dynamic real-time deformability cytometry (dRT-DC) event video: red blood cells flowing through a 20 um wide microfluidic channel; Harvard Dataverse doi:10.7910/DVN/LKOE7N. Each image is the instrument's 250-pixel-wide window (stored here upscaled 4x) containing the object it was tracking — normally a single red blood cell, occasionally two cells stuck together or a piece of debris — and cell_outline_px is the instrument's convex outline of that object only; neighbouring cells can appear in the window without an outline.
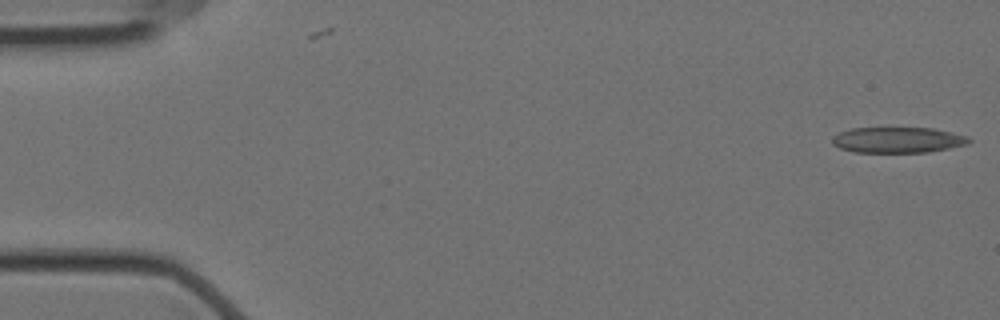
{"species": "Egyptian fruit bat (a non-hibernating species)", "species_latin": "Rousettus aegyptiacus", "temperature_condition": "cold", "stored_images_in_passage": 56, "camera_frame_rate_fps": 3000, "um_per_image_px": 0.085, "animal": {"sex": "female"}, "frame": {"image": 1, "passage_image": 1, "time_ms": 0.0, "image_size_px": [1000, 320], "cell_outline_px": [[972, 140], [968, 144], [928, 152], [852, 152], [840, 148], [832, 144], [832, 136], [840, 132], [852, 128], [932, 128], [952, 132], [968, 136]], "centroid_in_image_um": [76.31, 11.89], "position_along_channel_um": 8.7, "area_um2": 20.52}}
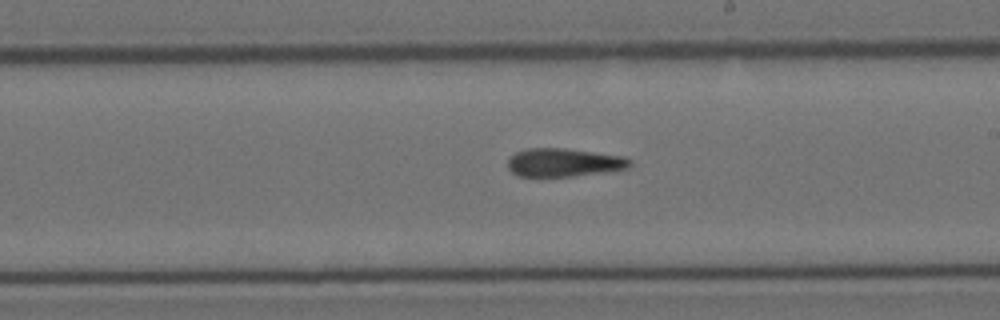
{"frame": {"image": 2, "passage_image": 32, "time_ms": 10.333, "image_size_px": [1000, 320], "cell_outline_px": [[632, 164], [628, 168], [616, 172], [572, 176], [516, 176], [508, 168], [508, 160], [516, 152], [528, 148], [564, 148], [624, 156], [632, 160]], "centroid_in_image_um": [48.0, 13.82], "position_along_channel_um": 241.0, "area_um2": 20.46}}
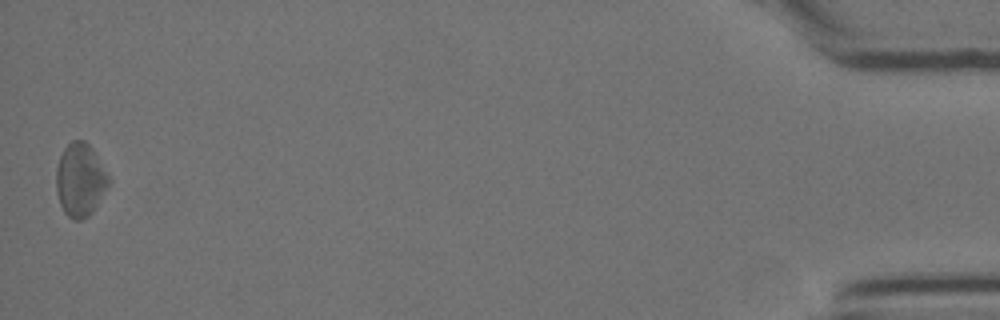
{"frame": {"image": 3, "passage_image": 56, "time_ms": 18.333, "image_size_px": [1000, 320], "cell_outline_px": [[112, 180], [92, 212], [84, 220], [72, 220], [64, 212], [60, 204], [56, 192], [56, 168], [60, 156], [64, 148], [72, 140], [84, 140], [88, 144]], "centroid_in_image_um": [6.8, 15.31], "position_along_channel_um": 428.4, "area_um2": 22.37}, "authors_computed_cell_mechanics": {"area_um2": 20.9814, "velocity_mm_per_s": 3.5128, "shape_relaxation_time_tau1_ms": null, "shape_relaxation_time_tau2_ms": 8.246, "deformation_change_tau1": null, "deformation_change_tau2": 0.1899}}